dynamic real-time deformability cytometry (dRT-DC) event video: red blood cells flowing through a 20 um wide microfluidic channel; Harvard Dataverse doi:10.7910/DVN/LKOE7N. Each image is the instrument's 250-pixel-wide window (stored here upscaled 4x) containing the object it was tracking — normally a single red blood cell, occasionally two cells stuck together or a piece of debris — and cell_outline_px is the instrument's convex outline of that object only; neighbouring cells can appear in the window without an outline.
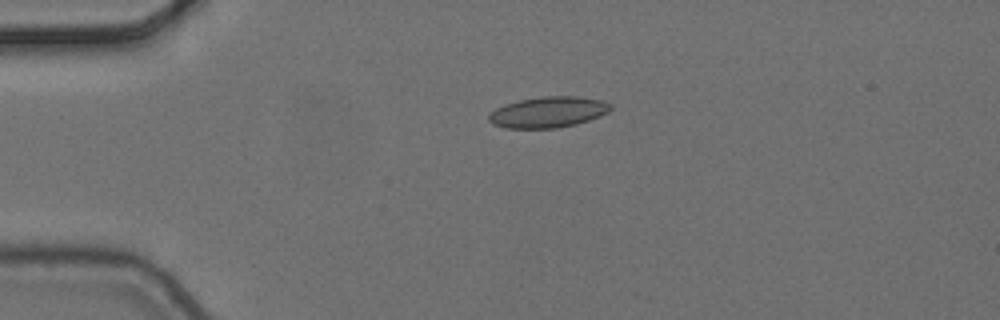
{"species": "common noctule bat (a hibernating species)", "species_latin": "Nyctalus noctula", "temperature_condition": "cold", "stored_images_in_passage": 2, "camera_frame_rate_fps": 3000, "um_per_image_px": 0.085, "animal": {"sex": "female", "body_mass_g": 24.6, "forearm_length_mm": 56.2}, "frame": {"image": 1, "passage_image": 1, "time_ms": 0.0, "image_size_px": [1000, 320], "cell_outline_px": [[612, 108], [608, 112], [600, 116], [576, 124], [556, 128], [504, 128], [492, 124], [488, 120], [488, 112], [504, 104], [520, 100], [544, 96], [576, 96], [600, 100], [612, 104]], "centroid_in_image_um": [46.56, 9.53], "position_along_channel_um": 38.4, "area_um2": 22.02}}